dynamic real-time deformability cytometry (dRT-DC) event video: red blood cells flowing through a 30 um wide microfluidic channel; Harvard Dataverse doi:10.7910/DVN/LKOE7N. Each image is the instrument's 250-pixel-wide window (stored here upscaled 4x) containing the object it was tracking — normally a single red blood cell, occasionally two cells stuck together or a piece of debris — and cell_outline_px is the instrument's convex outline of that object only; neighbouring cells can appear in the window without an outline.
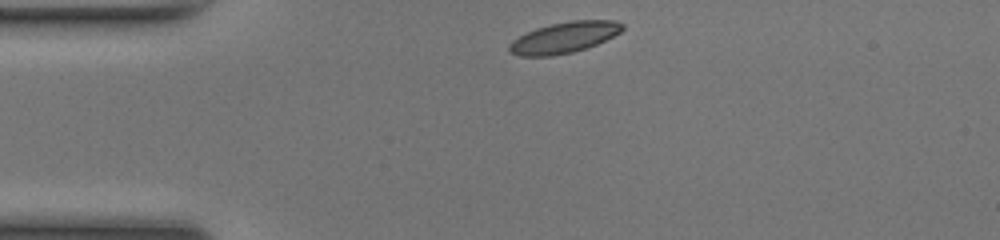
{"species": "common noctule bat (a hibernating species)", "species_latin": "Nyctalus noctula", "temperature_condition": "room temperature", "stored_images_in_passage": 34, "camera_frame_rate_fps": 3000, "um_per_image_px": 0.085, "animal": {"sex": "female", "body_mass_g": 17.0, "forearm_length_mm": 48.0}, "frame": {"image": 1, "passage_image": 1, "time_ms": 0.0, "image_size_px": [1000, 240], "cell_outline_px": [[624, 28], [620, 32], [596, 44], [572, 52], [552, 56], [520, 56], [512, 52], [508, 48], [508, 44], [512, 40], [536, 28], [552, 24], [572, 20], [616, 20], [624, 24]], "centroid_in_image_um": [47.96, 3.18], "position_along_channel_um": 37.0, "area_um2": 20.17}}
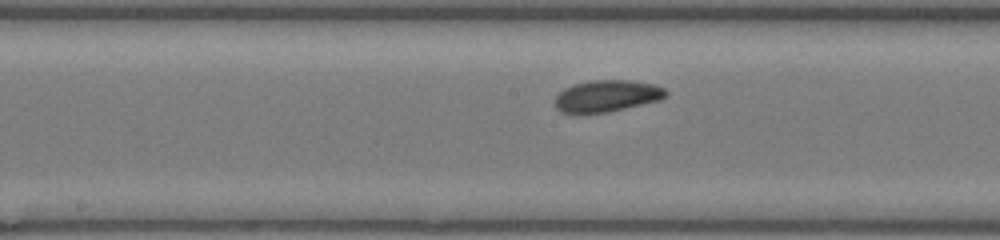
{"frame": {"image": 2, "passage_image": 15, "time_ms": 4.667, "image_size_px": [1000, 240], "cell_outline_px": [[668, 96], [660, 100], [608, 112], [576, 116], [560, 112], [556, 108], [556, 96], [564, 88], [588, 80], [632, 80], [652, 84], [664, 88], [668, 92]], "centroid_in_image_um": [51.55, 8.19], "position_along_channel_um": 196.6, "area_um2": 20.98}}
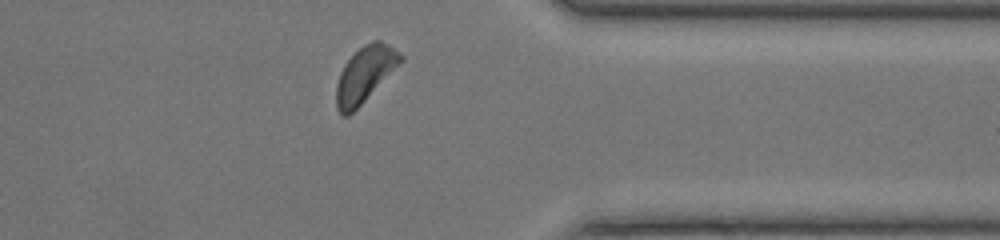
{"frame": {"image": 3, "passage_image": 29, "time_ms": 9.333, "image_size_px": [1000, 240], "cell_outline_px": [[404, 60], [348, 116], [344, 116], [336, 108], [336, 84], [340, 72], [344, 64], [364, 44], [372, 40], [380, 40], [388, 44], [404, 56]], "centroid_in_image_um": [31.02, 6.29], "position_along_channel_um": 380.4, "area_um2": 20.46}, "authors_computed_cell_mechanics": {"area_um2": 20.3745, "velocity_mm_per_s": 4.1743, "shape_relaxation_time_tau1_ms": 4.6783, "shape_relaxation_time_tau2_ms": 10.0225, "deformation_change_tau1": 0.1279, "deformation_change_tau2": 0.1371}}